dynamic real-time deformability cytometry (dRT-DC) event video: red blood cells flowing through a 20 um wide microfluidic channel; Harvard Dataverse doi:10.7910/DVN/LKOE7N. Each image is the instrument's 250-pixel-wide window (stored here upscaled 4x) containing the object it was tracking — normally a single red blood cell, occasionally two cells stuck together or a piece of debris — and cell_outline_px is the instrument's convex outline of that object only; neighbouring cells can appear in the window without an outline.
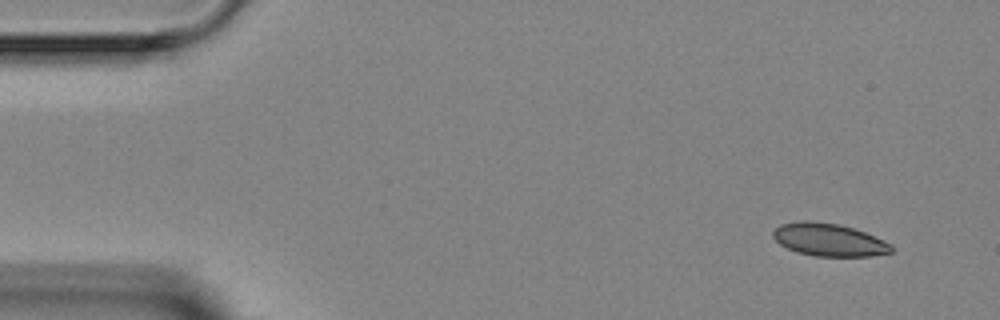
{"species": "Egyptian fruit bat (a non-hibernating species)", "species_latin": "Rousettus aegyptiacus", "temperature_condition": "room temperature", "stored_images_in_passage": 4, "camera_frame_rate_fps": 3000, "um_per_image_px": 0.085, "animal": {"sex": "female"}, "frame": {"image": 1, "passage_image": 1, "time_ms": 0.0, "image_size_px": [1000, 320], "cell_outline_px": [[896, 248], [892, 252], [872, 256], [812, 256], [796, 252], [780, 244], [772, 236], [772, 232], [780, 224], [800, 220], [808, 220], [836, 224], [852, 228], [864, 232], [892, 244]], "centroid_in_image_um": [70.45, 20.39], "position_along_channel_um": 14.5, "area_um2": 22.6}}
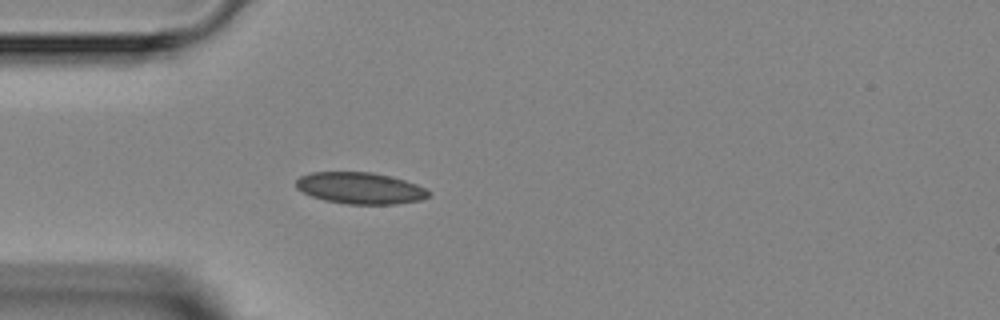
{"frame": {"image": 2, "passage_image": 4, "time_ms": 3.333, "image_size_px": [1000, 320], "cell_outline_px": [[428, 196], [420, 200], [396, 204], [344, 204], [324, 200], [312, 196], [296, 188], [296, 180], [300, 176], [312, 172], [372, 172], [392, 176], [416, 184], [424, 188], [428, 192]], "centroid_in_image_um": [30.59, 15.99], "position_along_channel_um": 54.4, "area_um2": 24.28}}